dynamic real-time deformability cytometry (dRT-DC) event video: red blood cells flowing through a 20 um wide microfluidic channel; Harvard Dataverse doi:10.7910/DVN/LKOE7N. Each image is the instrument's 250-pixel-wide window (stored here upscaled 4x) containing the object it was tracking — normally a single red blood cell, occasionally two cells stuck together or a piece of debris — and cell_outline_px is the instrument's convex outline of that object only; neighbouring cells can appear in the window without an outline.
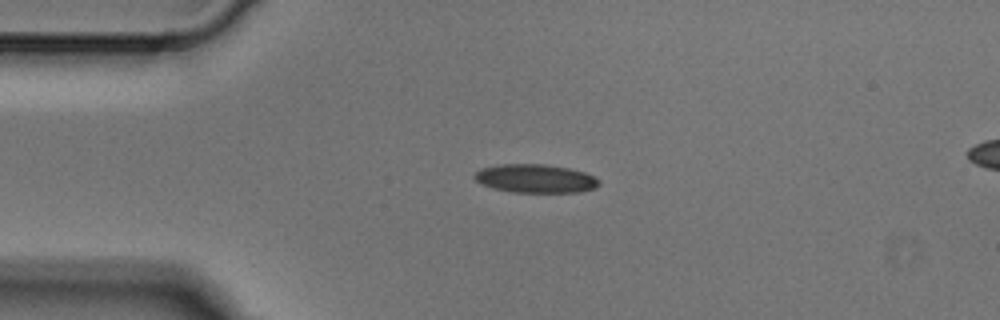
{"species": "Egyptian fruit bat (a non-hibernating species)", "species_latin": "Rousettus aegyptiacus", "temperature_condition": "cold", "stored_images_in_passage": 4, "segment_of_instrument_passage": [1, 2], "camera_frame_rate_fps": 3000, "um_per_image_px": 0.085, "animal": {"sex": "male"}, "frame": {"image": 1, "passage_image": 2, "time_ms": 0.333, "image_size_px": [1000, 320], "cell_outline_px": [[600, 184], [592, 188], [580, 192], [512, 192], [492, 188], [476, 180], [472, 176], [480, 168], [500, 164], [544, 164], [568, 168], [584, 172], [600, 180]], "centroid_in_image_um": [45.49, 15.17], "position_along_channel_um": 39.5, "area_um2": 20.58}}